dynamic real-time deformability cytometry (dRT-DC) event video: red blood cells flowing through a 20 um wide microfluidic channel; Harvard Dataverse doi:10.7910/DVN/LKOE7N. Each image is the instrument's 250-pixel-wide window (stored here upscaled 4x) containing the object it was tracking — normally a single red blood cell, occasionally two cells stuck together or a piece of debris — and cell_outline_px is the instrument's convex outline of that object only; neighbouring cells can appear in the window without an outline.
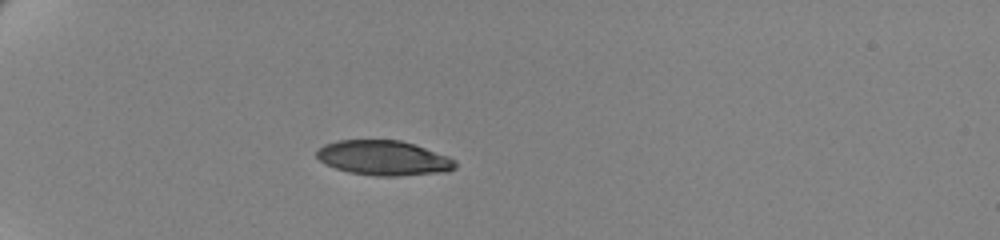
{"species": "human", "species_latin": "Homo sapiens", "temperature_condition": "cold", "stored_images_in_passage": 42, "camera_frame_rate_fps": 3000, "um_per_image_px": 0.085, "donor": {"sex": "female"}, "frame": {"image": 1, "passage_image": 1, "time_ms": 0.0, "image_size_px": [1000, 240], "cell_outline_px": [[456, 168], [444, 172], [396, 176], [376, 176], [348, 172], [336, 168], [320, 160], [316, 156], [316, 152], [324, 144], [336, 140], [400, 140], [448, 156], [456, 160]], "centroid_in_image_um": [32.61, 13.43], "position_along_channel_um": 52.4, "area_um2": 27.92}}
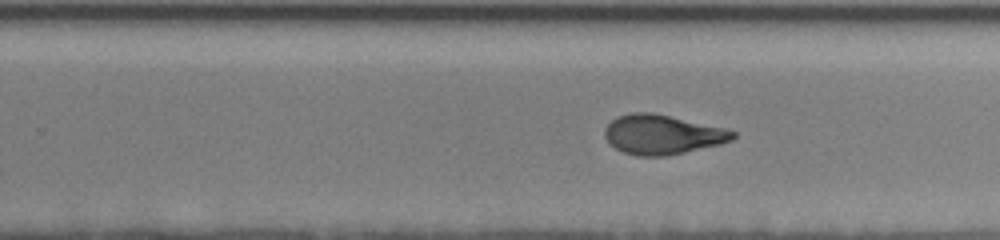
{"frame": {"image": 2, "passage_image": 23, "time_ms": 7.333, "image_size_px": [1000, 240], "cell_outline_px": [[736, 136], [732, 140], [720, 144], [668, 156], [640, 156], [624, 152], [616, 148], [604, 136], [604, 128], [612, 120], [620, 116], [632, 112], [652, 112], [724, 128], [736, 132]], "centroid_in_image_um": [56.3, 11.44], "position_along_channel_um": 273.5, "area_um2": 29.25}}
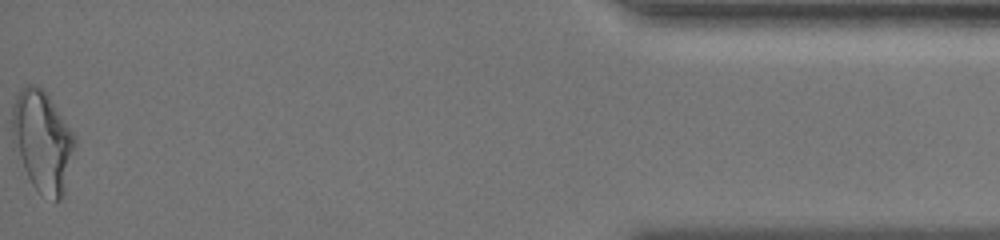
{"frame": {"image": 3, "passage_image": 42, "time_ms": 13.667, "image_size_px": [1000, 240], "cell_outline_px": [[76, 144], [64, 196], [60, 200], [56, 200], [36, 188], [32, 184], [24, 168], [12, 140], [12, 104], [20, 88], [28, 84], [32, 84], [48, 92], [76, 136]], "centroid_in_image_um": [3.63, 11.93], "position_along_channel_um": 431.6, "area_um2": 36.99}, "authors_computed_cell_mechanics": {"area_um2": 29.7381, "velocity_mm_per_s": 3.4953, "shape_relaxation_time_tau1_ms": 5.9754, "shape_relaxation_time_tau2_ms": 1.3922, "deformation_change_tau1": 0.1836, "deformation_change_tau2": 0.068}}